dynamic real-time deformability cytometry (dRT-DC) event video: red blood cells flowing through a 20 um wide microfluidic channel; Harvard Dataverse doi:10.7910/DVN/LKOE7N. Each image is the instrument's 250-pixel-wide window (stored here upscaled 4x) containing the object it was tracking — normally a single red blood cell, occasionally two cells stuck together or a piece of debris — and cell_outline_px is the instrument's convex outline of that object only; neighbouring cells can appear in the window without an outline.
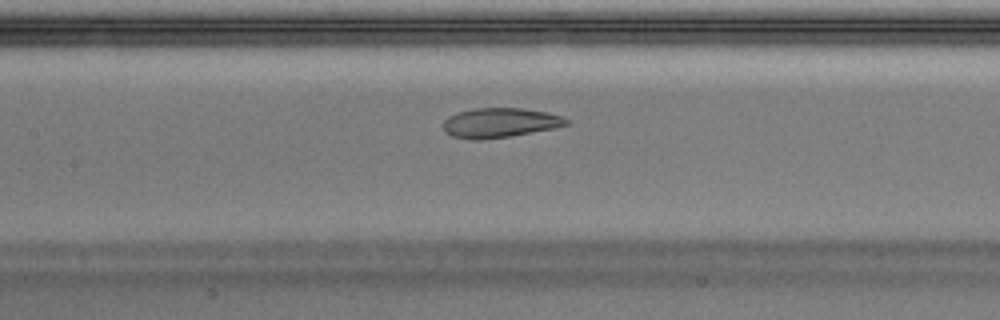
{"species": "Egyptian fruit bat (a non-hibernating species)", "species_latin": "Rousettus aegyptiacus", "temperature_condition": "warm", "stored_images_in_passage": 43, "camera_frame_rate_fps": 3000, "um_per_image_px": 0.085, "animal": {"sex": "male"}, "frame": {"image": 1, "passage_image": 16, "time_ms": 5.0, "image_size_px": [1000, 320], "cell_outline_px": [[568, 124], [552, 128], [508, 136], [480, 140], [472, 140], [452, 136], [444, 128], [444, 120], [448, 116], [472, 108], [520, 108], [548, 112], [560, 116], [568, 120]], "centroid_in_image_um": [42.46, 10.42], "position_along_channel_um": 164.9, "area_um2": 20.87}}
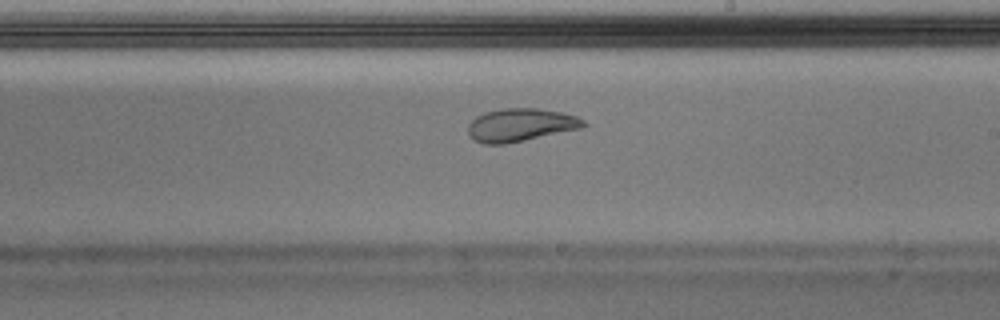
{"frame": {"image": 2, "passage_image": 22, "time_ms": 7.0, "image_size_px": [1000, 320], "cell_outline_px": [[588, 124], [584, 128], [504, 144], [484, 144], [476, 140], [468, 132], [468, 124], [476, 116], [484, 112], [504, 108], [540, 108], [560, 112], [576, 116], [584, 120]], "centroid_in_image_um": [44.28, 10.61], "position_along_channel_um": 244.7, "area_um2": 22.2}}
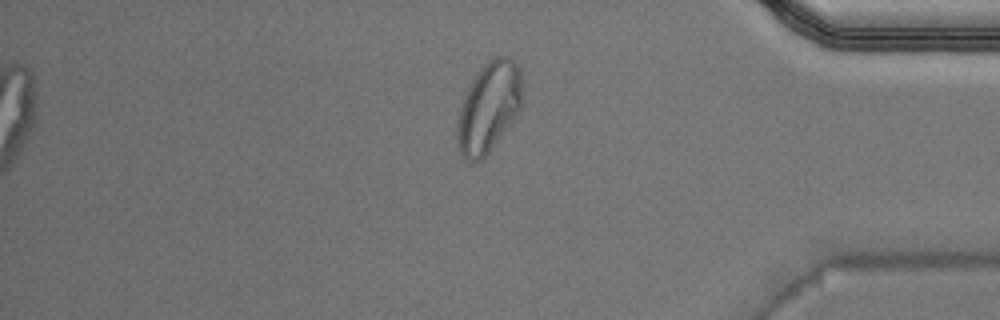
{"frame": {"image": 3, "passage_image": 35, "time_ms": 11.333, "image_size_px": [1000, 320], "cell_outline_px": [[524, 100], [516, 116], [488, 152], [476, 164], [472, 164], [460, 152], [456, 136], [456, 132], [460, 108], [468, 88], [476, 72], [488, 60], [496, 56], [508, 56], [520, 68]], "centroid_in_image_um": [41.56, 9.09], "position_along_channel_um": 393.6, "area_um2": 34.16}, "authors_computed_cell_mechanics": {"area_um2": 23.2356, "velocity_mm_per_s": 4.0063, "shape_relaxation_time_tau1_ms": null, "shape_relaxation_time_tau2_ms": 1.2158, "deformation_change_tau1": null, "deformation_change_tau2": 0.0502}}